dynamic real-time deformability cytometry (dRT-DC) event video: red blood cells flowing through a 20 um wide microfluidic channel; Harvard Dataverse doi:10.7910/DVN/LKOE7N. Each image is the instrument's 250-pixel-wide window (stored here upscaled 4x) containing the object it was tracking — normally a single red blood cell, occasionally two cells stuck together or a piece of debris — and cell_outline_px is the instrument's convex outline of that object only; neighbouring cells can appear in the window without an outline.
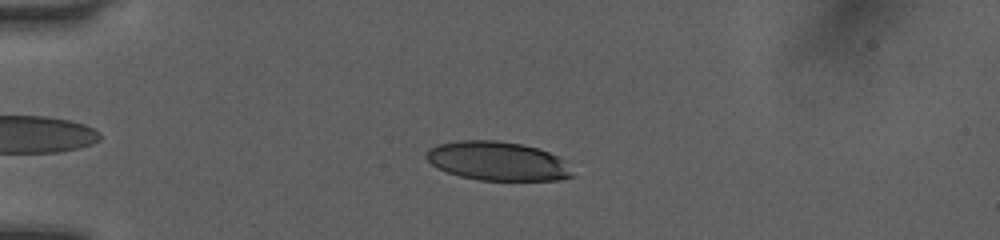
{"species": "human", "species_latin": "Homo sapiens", "temperature_condition": "room temperature", "stored_images_in_passage": 44, "camera_frame_rate_fps": 3000, "um_per_image_px": 0.085, "donor": {"sex": "female"}, "frame": {"image": 1, "passage_image": 11, "time_ms": 3.333, "image_size_px": [1000, 240], "cell_outline_px": [[576, 176], [560, 180], [480, 180], [460, 176], [448, 172], [432, 164], [424, 156], [436, 144], [460, 140], [496, 140], [520, 144], [536, 148], [548, 152], [564, 160]], "centroid_in_image_um": [42.32, 13.69], "position_along_channel_um": 42.7, "area_um2": 32.95}}
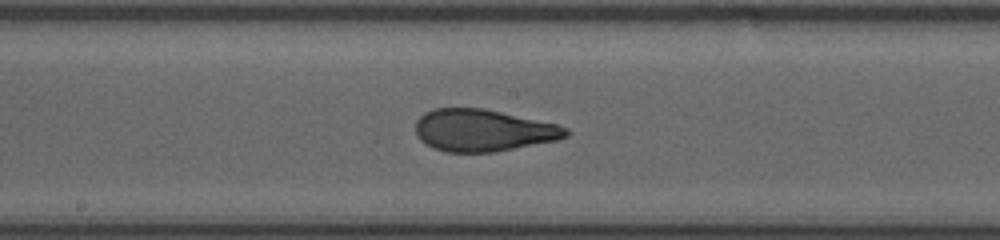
{"frame": {"image": 2, "passage_image": 26, "time_ms": 8.333, "image_size_px": [1000, 240], "cell_outline_px": [[572, 132], [568, 136], [556, 140], [492, 152], [444, 152], [432, 148], [424, 144], [416, 136], [416, 120], [424, 112], [432, 108], [484, 108], [556, 124], [568, 128]], "centroid_in_image_um": [41.02, 11.08], "position_along_channel_um": 207.2, "area_um2": 36.93}}
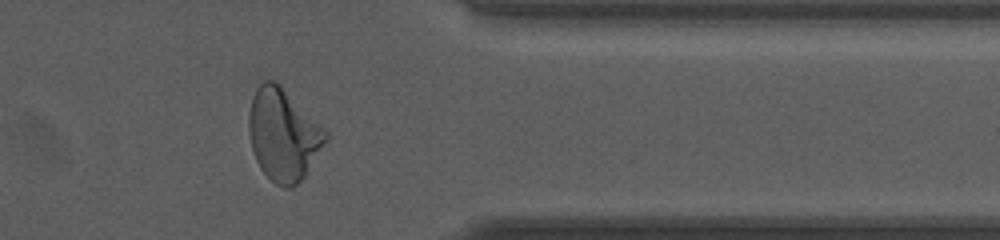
{"frame": {"image": 3, "passage_image": 40, "time_ms": 13.0, "image_size_px": [1000, 240], "cell_outline_px": [[328, 140], [304, 176], [292, 188], [284, 188], [276, 184], [260, 168], [256, 160], [252, 148], [248, 132], [248, 116], [252, 96], [256, 88], [264, 80], [276, 80], [328, 132]], "centroid_in_image_um": [24.07, 11.43], "position_along_channel_um": 387.3, "area_um2": 41.04}, "authors_computed_cell_mechanics": {"area_um2": 36.3562, "velocity_mm_per_s": 4.0665, "shape_relaxation_time_tau1_ms": 6.3245, "shape_relaxation_time_tau2_ms": 0.8413, "deformation_change_tau1": 0.2373, "deformation_change_tau2": 0.0853}}